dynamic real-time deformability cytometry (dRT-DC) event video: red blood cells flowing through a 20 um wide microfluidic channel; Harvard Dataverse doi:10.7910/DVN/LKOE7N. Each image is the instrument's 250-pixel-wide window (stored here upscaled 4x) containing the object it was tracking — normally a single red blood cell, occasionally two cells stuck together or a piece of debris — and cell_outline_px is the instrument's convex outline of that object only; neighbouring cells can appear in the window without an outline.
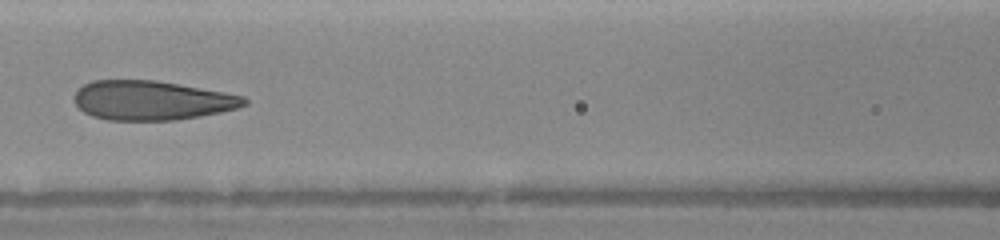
{"species": "human", "species_latin": "Homo sapiens", "temperature_condition": "warm", "stored_images_in_passage": 15, "camera_frame_rate_fps": 3000, "um_per_image_px": 0.085, "donor": {"sex": "female"}, "frame": {"image": 1, "passage_image": 9, "time_ms": 4.667, "image_size_px": [1000, 240], "cell_outline_px": [[248, 104], [236, 108], [220, 112], [200, 116], [176, 120], [108, 120], [92, 116], [84, 112], [76, 104], [72, 96], [84, 84], [92, 80], [156, 80], [224, 92], [244, 96], [248, 100]], "centroid_in_image_um": [12.89, 8.53], "position_along_channel_um": 153.7, "area_um2": 38.96}}
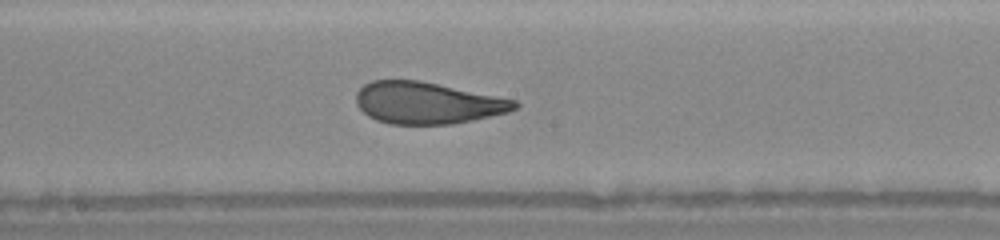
{"frame": {"image": 2, "passage_image": 13, "time_ms": 6.0, "image_size_px": [1000, 240], "cell_outline_px": [[520, 104], [516, 108], [508, 112], [472, 120], [452, 124], [388, 124], [376, 120], [368, 116], [356, 104], [356, 92], [364, 84], [372, 80], [420, 80], [516, 100]], "centroid_in_image_um": [36.3, 8.75], "position_along_channel_um": 211.9, "area_um2": 38.55}}